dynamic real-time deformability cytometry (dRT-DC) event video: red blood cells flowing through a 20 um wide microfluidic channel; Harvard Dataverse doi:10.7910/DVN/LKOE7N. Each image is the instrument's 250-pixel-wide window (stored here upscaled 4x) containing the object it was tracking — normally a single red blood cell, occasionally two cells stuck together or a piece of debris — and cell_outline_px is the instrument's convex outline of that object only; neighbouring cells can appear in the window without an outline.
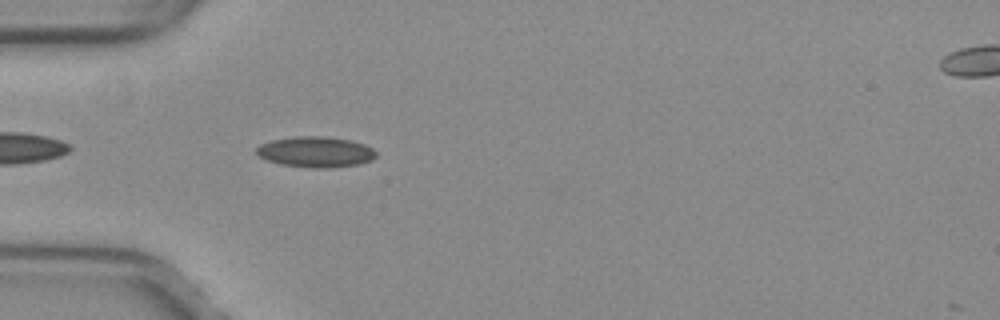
{"species": "common noctule bat (a hibernating species)", "species_latin": "Nyctalus noctula", "temperature_condition": "warm", "stored_images_in_passage": 37, "camera_frame_rate_fps": 3000, "um_per_image_px": 0.085, "animal": {"sex": "female", "body_mass_g": 29.2, "forearm_length_mm": 56.3}, "frame": {"image": 1, "passage_image": 3, "time_ms": 0.667, "image_size_px": [1000, 320], "cell_outline_px": [[376, 156], [372, 160], [360, 164], [328, 168], [312, 168], [280, 164], [268, 160], [260, 156], [256, 152], [256, 148], [260, 144], [272, 140], [292, 136], [324, 136], [352, 140], [364, 144], [372, 148], [376, 152]], "centroid_in_image_um": [26.85, 12.91], "position_along_channel_um": 58.2, "area_um2": 21.5}}
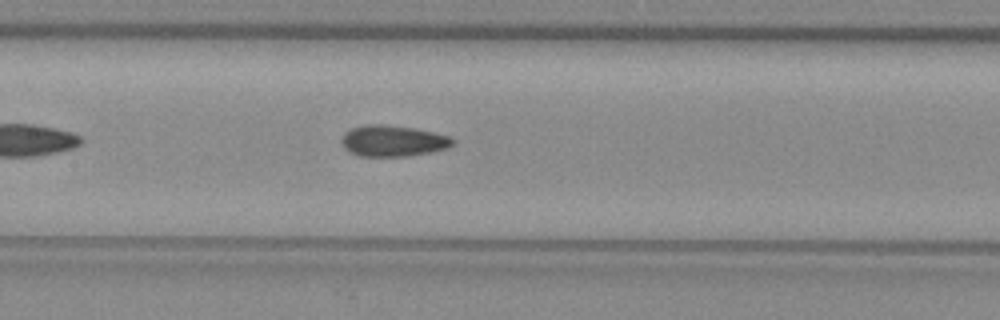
{"frame": {"image": 2, "passage_image": 12, "time_ms": 3.667, "image_size_px": [1000, 320], "cell_outline_px": [[452, 144], [448, 148], [408, 156], [360, 156], [348, 152], [344, 148], [340, 140], [344, 132], [348, 128], [364, 124], [380, 124], [412, 128], [432, 132], [448, 136], [452, 140]], "centroid_in_image_um": [33.29, 11.97], "position_along_channel_um": 174.1, "area_um2": 20.11}}
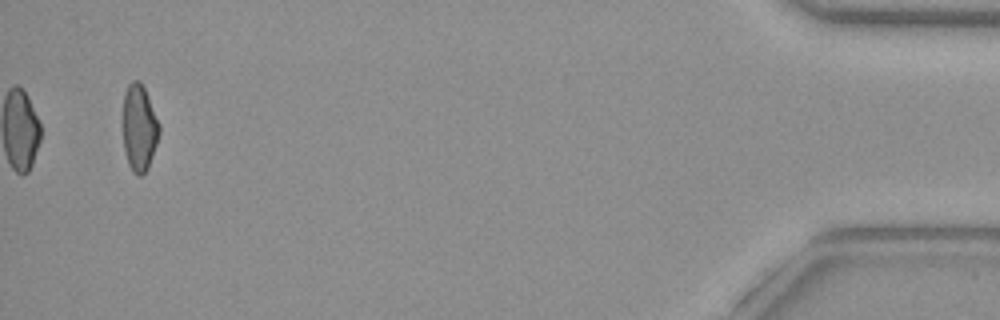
{"frame": {"image": 3, "passage_image": 37, "time_ms": 12.0, "image_size_px": [1000, 320], "cell_outline_px": [[160, 132], [148, 168], [140, 176], [136, 176], [132, 172], [128, 164], [124, 148], [120, 124], [120, 120], [124, 92], [128, 84], [132, 80], [140, 80], [144, 88], [160, 124]], "centroid_in_image_um": [11.77, 10.84], "position_along_channel_um": 423.4, "area_um2": 19.07}, "authors_computed_cell_mechanics": {"area_um2": 19.4208, "velocity_mm_per_s": 4.0297, "shape_relaxation_time_tau1_ms": null, "shape_relaxation_time_tau2_ms": 2.4154, "deformation_change_tau1": null, "deformation_change_tau2": 0.0872}}